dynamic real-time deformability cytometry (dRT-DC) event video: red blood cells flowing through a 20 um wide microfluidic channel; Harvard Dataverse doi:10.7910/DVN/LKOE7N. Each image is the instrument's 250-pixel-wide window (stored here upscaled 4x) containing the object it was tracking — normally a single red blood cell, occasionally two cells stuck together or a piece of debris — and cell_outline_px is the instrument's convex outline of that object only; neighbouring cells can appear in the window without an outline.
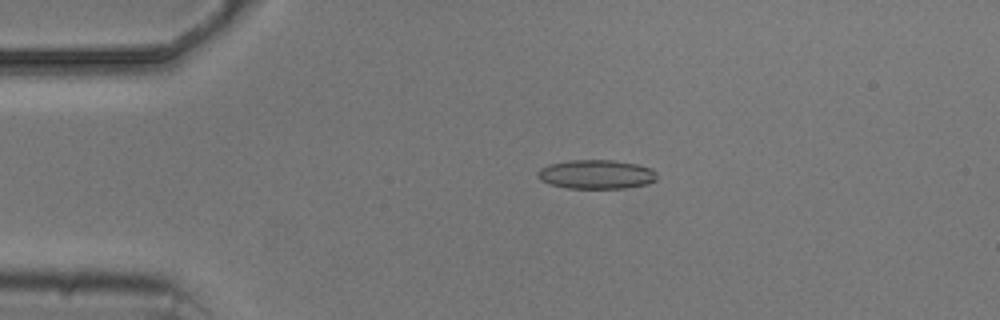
{"species": "common noctule bat (a hibernating species)", "species_latin": "Nyctalus noctula", "temperature_condition": "cold", "stored_images_in_passage": 4, "camera_frame_rate_fps": 3000, "um_per_image_px": 0.085, "animal": {"sex": "male", "body_mass_g": 20.5, "forearm_length_mm": 52.5}, "frame": {"image": 1, "passage_image": 3, "time_ms": 2.333, "image_size_px": [1000, 320], "cell_outline_px": [[656, 180], [648, 184], [624, 188], [568, 188], [552, 184], [540, 180], [536, 176], [536, 172], [540, 168], [548, 164], [568, 160], [612, 160], [640, 164], [652, 168], [656, 172]], "centroid_in_image_um": [50.69, 14.81], "position_along_channel_um": 34.3, "area_um2": 20.4}}